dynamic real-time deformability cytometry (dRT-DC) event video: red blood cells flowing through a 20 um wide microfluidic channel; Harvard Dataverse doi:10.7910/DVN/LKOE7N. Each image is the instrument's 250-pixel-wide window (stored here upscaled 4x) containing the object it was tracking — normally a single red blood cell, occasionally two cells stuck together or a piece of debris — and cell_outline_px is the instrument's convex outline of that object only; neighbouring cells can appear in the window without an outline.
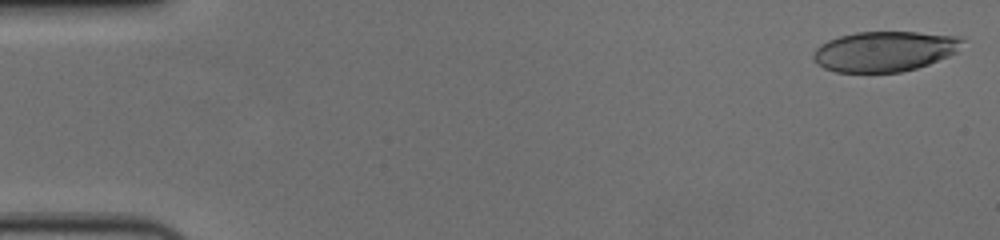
{"species": "human", "species_latin": "Homo sapiens", "temperature_condition": "cold", "stored_images_in_passage": 58, "camera_frame_rate_fps": 3000, "um_per_image_px": 0.085, "donor": {"sex": "female"}, "frame": {"image": 1, "passage_image": 2, "time_ms": 0.333, "image_size_px": [1000, 240], "cell_outline_px": [[964, 40], [956, 52], [948, 56], [928, 64], [916, 68], [900, 72], [836, 72], [824, 68], [816, 64], [812, 56], [816, 48], [820, 44], [828, 40], [840, 36], [856, 32], [916, 32], [964, 36]], "centroid_in_image_um": [75.18, 4.35], "position_along_channel_um": 9.8, "area_um2": 35.03}}
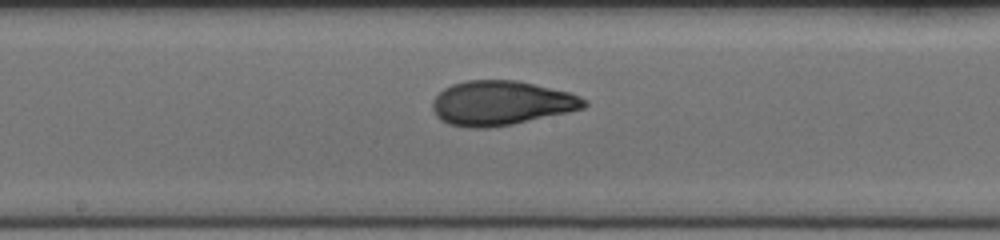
{"frame": {"image": 2, "passage_image": 31, "time_ms": 10.0, "image_size_px": [1000, 240], "cell_outline_px": [[588, 104], [584, 108], [568, 112], [512, 124], [488, 128], [468, 128], [448, 124], [440, 120], [436, 116], [432, 108], [432, 100], [444, 88], [452, 84], [464, 80], [516, 80], [568, 92], [580, 96], [588, 100]], "centroid_in_image_um": [42.57, 8.76], "position_along_channel_um": 205.6, "area_um2": 39.36}}
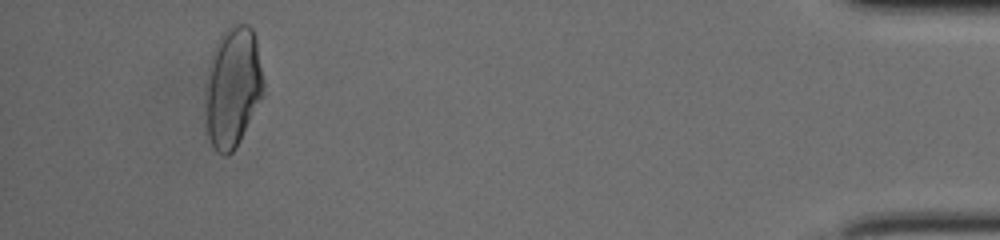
{"frame": {"image": 3, "passage_image": 54, "time_ms": 17.667, "image_size_px": [1000, 240], "cell_outline_px": [[264, 96], [236, 148], [228, 156], [224, 156], [216, 152], [208, 136], [204, 112], [204, 92], [208, 64], [216, 40], [228, 28], [236, 24], [248, 24], [252, 28], [256, 36], [264, 80]], "centroid_in_image_um": [19.77, 7.43], "position_along_channel_um": 415.4, "area_um2": 41.96}, "authors_computed_cell_mechanics": {"area_um2": 38.4081, "velocity_mm_per_s": 3.6313, "shape_relaxation_time_tau1_ms": 5.3173, "shape_relaxation_time_tau2_ms": 1.4351, "deformation_change_tau1": 0.1894, "deformation_change_tau2": 0.0785}}